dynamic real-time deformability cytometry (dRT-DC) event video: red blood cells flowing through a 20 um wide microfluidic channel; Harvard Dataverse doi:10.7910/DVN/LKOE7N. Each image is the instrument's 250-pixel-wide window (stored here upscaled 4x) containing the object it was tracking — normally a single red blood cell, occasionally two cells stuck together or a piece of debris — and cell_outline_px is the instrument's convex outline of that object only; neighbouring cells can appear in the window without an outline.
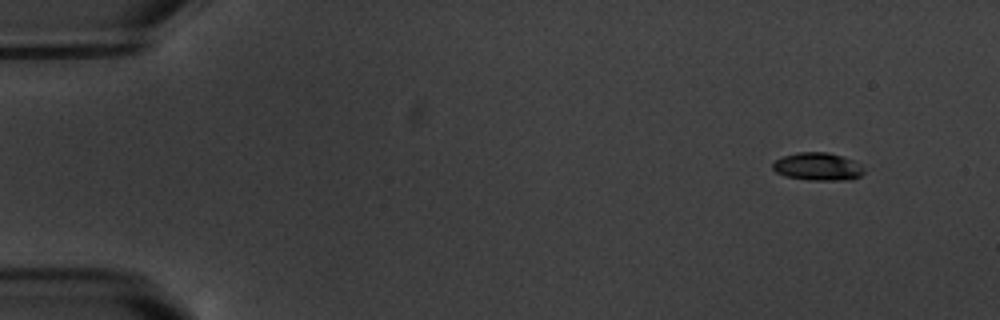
{"species": "common noctule bat (a hibernating species)", "species_latin": "Nyctalus noctula", "temperature_condition": "warm", "stored_images_in_passage": 4, "camera_frame_rate_fps": 3000, "um_per_image_px": 0.085, "animal": {"sex": "male", "body_mass_g": 20.1, "forearm_length_mm": 53.5}, "frame": {"image": 1, "passage_image": 1, "time_ms": 0.0, "image_size_px": [1000, 320], "cell_outline_px": [[864, 172], [860, 176], [852, 180], [808, 180], [784, 176], [776, 172], [772, 168], [772, 164], [776, 160], [784, 156], [796, 152], [828, 152], [844, 156], [860, 164], [864, 168]], "centroid_in_image_um": [69.52, 14.16], "position_along_channel_um": 15.5, "area_um2": 14.97}}